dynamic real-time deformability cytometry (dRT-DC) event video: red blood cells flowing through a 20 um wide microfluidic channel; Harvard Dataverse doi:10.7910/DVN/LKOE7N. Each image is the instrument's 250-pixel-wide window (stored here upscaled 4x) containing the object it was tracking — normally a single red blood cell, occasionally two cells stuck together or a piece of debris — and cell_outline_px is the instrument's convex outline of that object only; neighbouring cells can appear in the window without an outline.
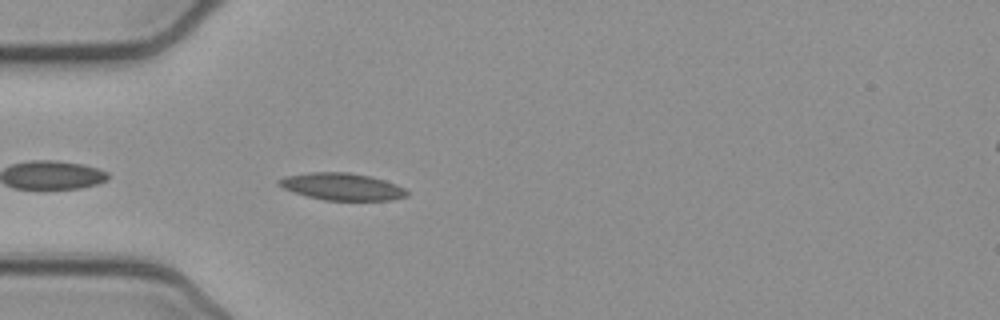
{"species": "common noctule bat (a hibernating species)", "species_latin": "Nyctalus noctula", "temperature_condition": "cold", "stored_images_in_passage": 38, "camera_frame_rate_fps": 3000, "um_per_image_px": 0.085, "animal": {"sex": "female", "body_mass_g": 21.9}, "frame": {"image": 1, "passage_image": 1, "time_ms": 0.0, "image_size_px": [1000, 320], "cell_outline_px": [[408, 196], [392, 200], [324, 200], [308, 196], [284, 188], [276, 184], [276, 180], [284, 176], [312, 172], [348, 172], [368, 176], [384, 180], [396, 184], [404, 188], [408, 192]], "centroid_in_image_um": [29.06, 15.86], "position_along_channel_um": 55.9, "area_um2": 20.11}}
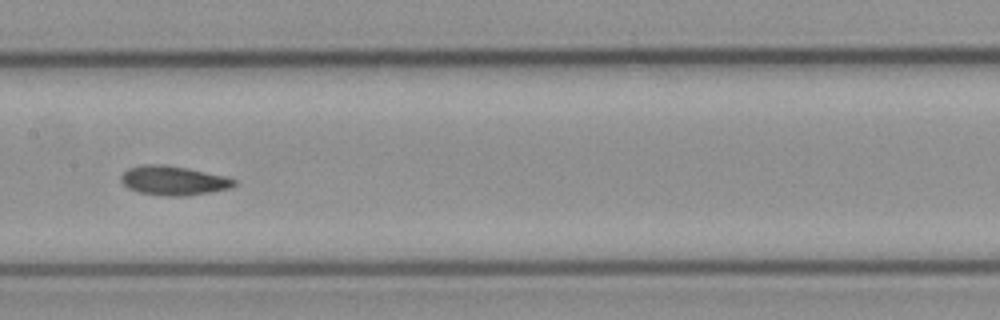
{"frame": {"image": 2, "passage_image": 12, "time_ms": 3.667, "image_size_px": [1000, 320], "cell_outline_px": [[236, 184], [228, 188], [188, 196], [164, 196], [140, 192], [128, 188], [120, 180], [120, 176], [128, 168], [144, 164], [164, 164], [188, 168], [224, 176], [236, 180]], "centroid_in_image_um": [14.71, 15.34], "position_along_channel_um": 192.7, "area_um2": 19.19}}
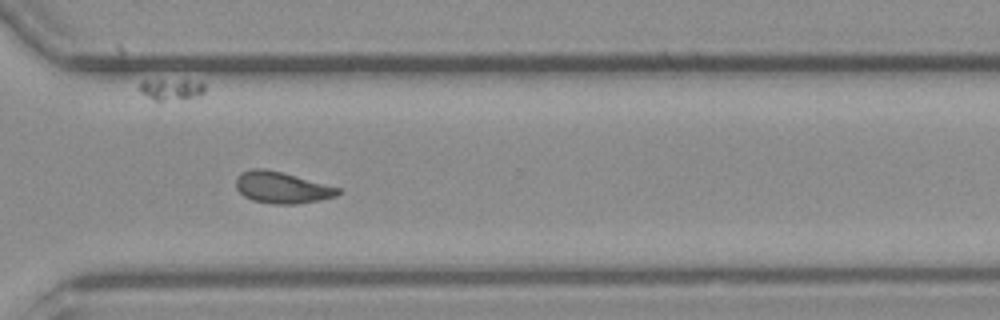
{"frame": {"image": 3, "passage_image": 24, "time_ms": 7.667, "image_size_px": [1000, 320], "cell_outline_px": [[344, 192], [336, 196], [320, 200], [296, 204], [272, 204], [252, 200], [244, 196], [236, 188], [236, 176], [240, 172], [252, 168], [264, 168], [280, 172], [340, 188]], "centroid_in_image_um": [23.94, 15.95], "position_along_channel_um": 346.7, "area_um2": 18.73}, "authors_computed_cell_mechanics": {"area_um2": 18.5538, "velocity_mm_per_s": 3.8685, "shape_relaxation_time_tau1_ms": 5.6496, "shape_relaxation_time_tau2_ms": 7.1435, "deformation_change_tau1": 0.1412, "deformation_change_tau2": 0.1372}}